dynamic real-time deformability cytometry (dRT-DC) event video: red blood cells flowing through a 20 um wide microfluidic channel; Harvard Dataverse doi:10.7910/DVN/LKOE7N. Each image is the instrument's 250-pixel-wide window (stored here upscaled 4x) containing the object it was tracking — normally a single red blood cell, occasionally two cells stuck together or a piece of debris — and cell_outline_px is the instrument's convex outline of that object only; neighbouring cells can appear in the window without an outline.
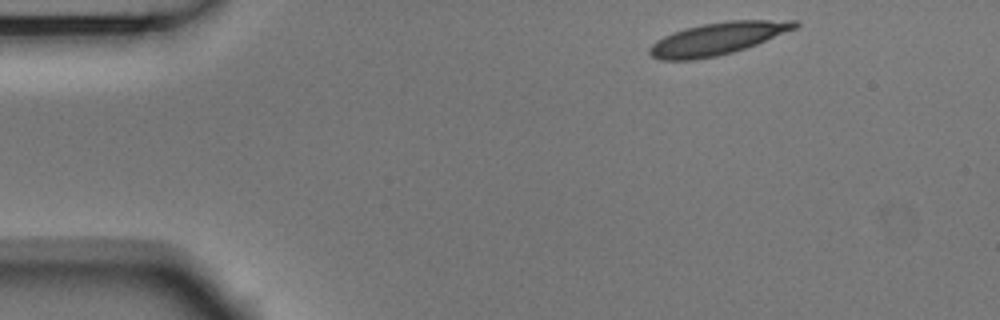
{"species": "Egyptian fruit bat (a non-hibernating species)", "species_latin": "Rousettus aegyptiacus", "temperature_condition": "room temperature", "stored_images_in_passage": 4, "camera_frame_rate_fps": 3000, "um_per_image_px": 0.085, "animal": {"sex": "male"}, "frame": {"image": 1, "passage_image": 1, "time_ms": 0.0, "image_size_px": [1000, 320], "cell_outline_px": [[800, 24], [796, 28], [756, 44], [732, 52], [716, 56], [692, 60], [660, 60], [652, 56], [648, 52], [648, 48], [656, 40], [672, 32], [684, 28], [704, 24], [728, 20], [796, 20]], "centroid_in_image_um": [60.95, 3.28], "position_along_channel_um": 24.0, "area_um2": 27.22}}
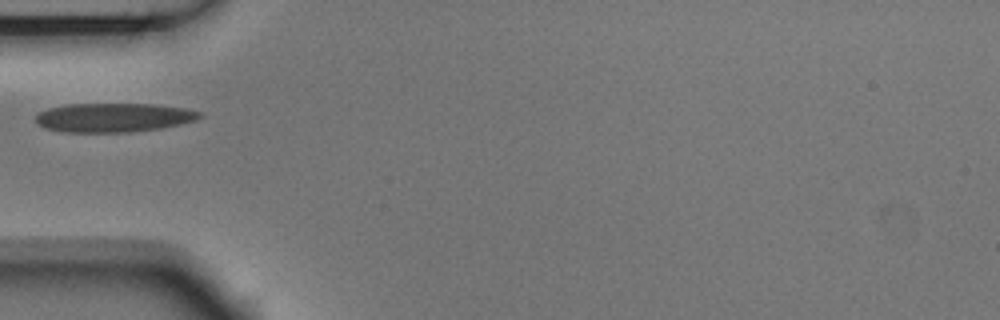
{"frame": {"image": 2, "passage_image": 3, "time_ms": 0.667, "image_size_px": [1000, 320], "cell_outline_px": [[200, 116], [196, 120], [164, 128], [132, 132], [60, 132], [44, 128], [36, 124], [36, 116], [40, 112], [48, 108], [68, 104], [156, 104], [184, 108], [200, 112]], "centroid_in_image_um": [9.62, 10.0], "position_along_channel_um": 75.4, "area_um2": 27.86}}
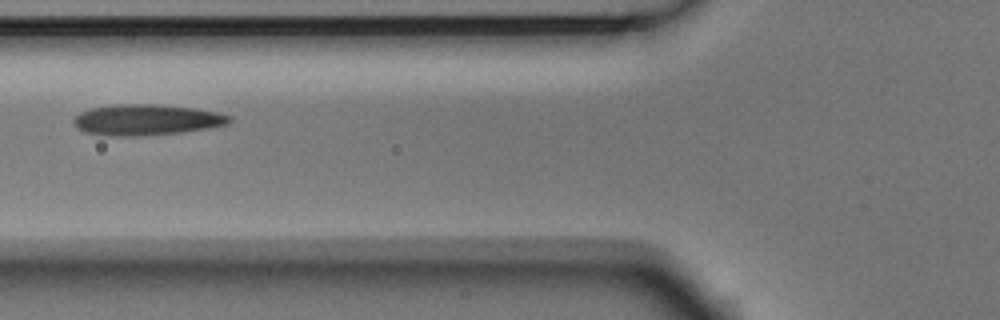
{"frame": {"image": 3, "passage_image": 4, "time_ms": 1.0, "image_size_px": [1000, 320], "cell_outline_px": [[232, 120], [228, 124], [208, 128], [180, 132], [140, 136], [112, 136], [84, 132], [76, 128], [72, 120], [80, 112], [92, 108], [116, 104], [156, 104], [196, 108], [216, 112], [232, 116]], "centroid_in_image_um": [12.45, 10.18], "position_along_channel_um": 113.4, "area_um2": 28.09}}